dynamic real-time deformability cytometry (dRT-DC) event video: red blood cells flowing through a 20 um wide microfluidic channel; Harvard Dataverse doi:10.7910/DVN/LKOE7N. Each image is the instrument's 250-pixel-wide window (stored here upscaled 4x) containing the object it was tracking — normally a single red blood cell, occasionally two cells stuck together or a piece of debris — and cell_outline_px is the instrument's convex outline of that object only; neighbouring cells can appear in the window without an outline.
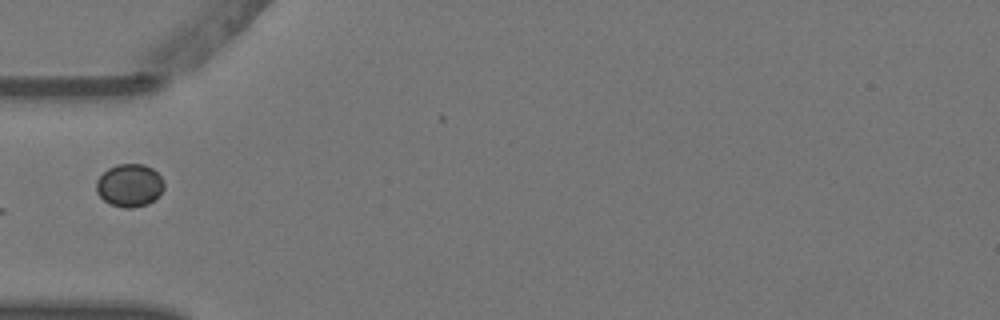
{"species": "Egyptian fruit bat (a non-hibernating species)", "species_latin": "Rousettus aegyptiacus", "temperature_condition": "warm", "stored_images_in_passage": 6, "camera_frame_rate_fps": 3000, "um_per_image_px": 0.085, "animal": {"sex": "female"}, "frame": {"image": 1, "passage_image": 6, "time_ms": 1.667, "image_size_px": [1000, 320], "cell_outline_px": [[164, 188], [148, 204], [132, 208], [124, 208], [112, 204], [104, 200], [96, 192], [96, 180], [108, 168], [116, 164], [144, 164], [152, 168], [164, 180]], "centroid_in_image_um": [11.0, 15.74], "position_along_channel_um": 74.0, "area_um2": 16.82}}